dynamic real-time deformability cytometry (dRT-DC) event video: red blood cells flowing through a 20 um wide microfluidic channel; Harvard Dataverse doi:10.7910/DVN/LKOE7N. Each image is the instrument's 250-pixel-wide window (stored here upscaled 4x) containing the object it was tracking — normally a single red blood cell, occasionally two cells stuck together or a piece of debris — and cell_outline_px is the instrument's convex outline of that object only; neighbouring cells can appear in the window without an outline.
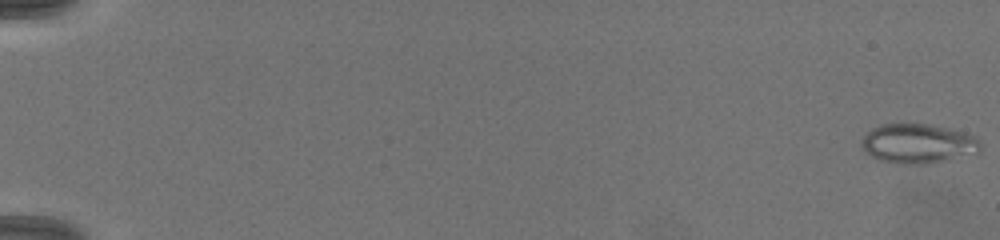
{"species": "common noctule bat (a hibernating species)", "species_latin": "Nyctalus noctula", "temperature_condition": "warm", "stored_images_in_passage": 25, "camera_frame_rate_fps": 3000, "um_per_image_px": 0.085, "animal": {"sex": "female", "body_mass_g": 19.5, "forearm_length_mm": 54.1}, "frame": {"image": 1, "passage_image": 1, "time_ms": 0.0, "image_size_px": [1000, 240], "cell_outline_px": [[980, 148], [976, 152], [928, 164], [900, 164], [880, 160], [872, 156], [860, 148], [860, 140], [872, 128], [884, 124], [928, 124], [952, 128], [968, 132], [976, 136], [980, 140]], "centroid_in_image_um": [78.02, 12.19], "position_along_channel_um": 7.0, "area_um2": 27.46}}